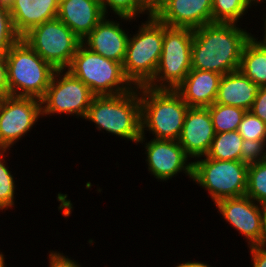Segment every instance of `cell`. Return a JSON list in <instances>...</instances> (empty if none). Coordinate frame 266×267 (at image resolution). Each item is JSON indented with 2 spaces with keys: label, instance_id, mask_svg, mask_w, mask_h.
I'll return each mask as SVG.
<instances>
[{
  "label": "cell",
  "instance_id": "21",
  "mask_svg": "<svg viewBox=\"0 0 266 267\" xmlns=\"http://www.w3.org/2000/svg\"><path fill=\"white\" fill-rule=\"evenodd\" d=\"M239 70L259 87L266 86V45L255 35L244 46Z\"/></svg>",
  "mask_w": 266,
  "mask_h": 267
},
{
  "label": "cell",
  "instance_id": "16",
  "mask_svg": "<svg viewBox=\"0 0 266 267\" xmlns=\"http://www.w3.org/2000/svg\"><path fill=\"white\" fill-rule=\"evenodd\" d=\"M105 17L83 39L82 44L99 55L124 62L129 39V32L122 28L121 22Z\"/></svg>",
  "mask_w": 266,
  "mask_h": 267
},
{
  "label": "cell",
  "instance_id": "39",
  "mask_svg": "<svg viewBox=\"0 0 266 267\" xmlns=\"http://www.w3.org/2000/svg\"><path fill=\"white\" fill-rule=\"evenodd\" d=\"M5 258L6 257L4 256V254L0 251V267H7V264H5Z\"/></svg>",
  "mask_w": 266,
  "mask_h": 267
},
{
  "label": "cell",
  "instance_id": "29",
  "mask_svg": "<svg viewBox=\"0 0 266 267\" xmlns=\"http://www.w3.org/2000/svg\"><path fill=\"white\" fill-rule=\"evenodd\" d=\"M20 38L14 29L9 8L0 6V54H6Z\"/></svg>",
  "mask_w": 266,
  "mask_h": 267
},
{
  "label": "cell",
  "instance_id": "25",
  "mask_svg": "<svg viewBox=\"0 0 266 267\" xmlns=\"http://www.w3.org/2000/svg\"><path fill=\"white\" fill-rule=\"evenodd\" d=\"M252 5L251 0H212L213 23L238 24Z\"/></svg>",
  "mask_w": 266,
  "mask_h": 267
},
{
  "label": "cell",
  "instance_id": "19",
  "mask_svg": "<svg viewBox=\"0 0 266 267\" xmlns=\"http://www.w3.org/2000/svg\"><path fill=\"white\" fill-rule=\"evenodd\" d=\"M59 0H14L9 8L16 33L22 38L32 28L57 18Z\"/></svg>",
  "mask_w": 266,
  "mask_h": 267
},
{
  "label": "cell",
  "instance_id": "34",
  "mask_svg": "<svg viewBox=\"0 0 266 267\" xmlns=\"http://www.w3.org/2000/svg\"><path fill=\"white\" fill-rule=\"evenodd\" d=\"M9 96L6 55L0 54V97Z\"/></svg>",
  "mask_w": 266,
  "mask_h": 267
},
{
  "label": "cell",
  "instance_id": "12",
  "mask_svg": "<svg viewBox=\"0 0 266 267\" xmlns=\"http://www.w3.org/2000/svg\"><path fill=\"white\" fill-rule=\"evenodd\" d=\"M137 143L145 146L148 171L158 182L168 181L181 172L192 180L193 162H189L190 157L178 141L152 138L148 142L145 136H141Z\"/></svg>",
  "mask_w": 266,
  "mask_h": 267
},
{
  "label": "cell",
  "instance_id": "18",
  "mask_svg": "<svg viewBox=\"0 0 266 267\" xmlns=\"http://www.w3.org/2000/svg\"><path fill=\"white\" fill-rule=\"evenodd\" d=\"M223 75L206 70L191 69L175 89L189 107H208L215 103Z\"/></svg>",
  "mask_w": 266,
  "mask_h": 267
},
{
  "label": "cell",
  "instance_id": "8",
  "mask_svg": "<svg viewBox=\"0 0 266 267\" xmlns=\"http://www.w3.org/2000/svg\"><path fill=\"white\" fill-rule=\"evenodd\" d=\"M193 29L174 28L163 24V46L160 61L147 87L175 90L191 71Z\"/></svg>",
  "mask_w": 266,
  "mask_h": 267
},
{
  "label": "cell",
  "instance_id": "6",
  "mask_svg": "<svg viewBox=\"0 0 266 267\" xmlns=\"http://www.w3.org/2000/svg\"><path fill=\"white\" fill-rule=\"evenodd\" d=\"M66 70L96 96L123 94L135 88L126 78L122 63L105 58L82 43Z\"/></svg>",
  "mask_w": 266,
  "mask_h": 267
},
{
  "label": "cell",
  "instance_id": "24",
  "mask_svg": "<svg viewBox=\"0 0 266 267\" xmlns=\"http://www.w3.org/2000/svg\"><path fill=\"white\" fill-rule=\"evenodd\" d=\"M209 110L215 133L238 130L246 110L240 107L213 103Z\"/></svg>",
  "mask_w": 266,
  "mask_h": 267
},
{
  "label": "cell",
  "instance_id": "3",
  "mask_svg": "<svg viewBox=\"0 0 266 267\" xmlns=\"http://www.w3.org/2000/svg\"><path fill=\"white\" fill-rule=\"evenodd\" d=\"M140 102L141 136L149 131L154 139L178 141L190 108L181 96L175 90H156L142 86Z\"/></svg>",
  "mask_w": 266,
  "mask_h": 267
},
{
  "label": "cell",
  "instance_id": "5",
  "mask_svg": "<svg viewBox=\"0 0 266 267\" xmlns=\"http://www.w3.org/2000/svg\"><path fill=\"white\" fill-rule=\"evenodd\" d=\"M129 35L123 70L134 87L147 86L157 70L163 46V23L153 14Z\"/></svg>",
  "mask_w": 266,
  "mask_h": 267
},
{
  "label": "cell",
  "instance_id": "32",
  "mask_svg": "<svg viewBox=\"0 0 266 267\" xmlns=\"http://www.w3.org/2000/svg\"><path fill=\"white\" fill-rule=\"evenodd\" d=\"M49 267H82L76 260H72L63 252L49 251L48 255Z\"/></svg>",
  "mask_w": 266,
  "mask_h": 267
},
{
  "label": "cell",
  "instance_id": "35",
  "mask_svg": "<svg viewBox=\"0 0 266 267\" xmlns=\"http://www.w3.org/2000/svg\"><path fill=\"white\" fill-rule=\"evenodd\" d=\"M175 267H212L211 265L204 263V262H199V261H187L183 262L180 264H177ZM214 267V266H213Z\"/></svg>",
  "mask_w": 266,
  "mask_h": 267
},
{
  "label": "cell",
  "instance_id": "38",
  "mask_svg": "<svg viewBox=\"0 0 266 267\" xmlns=\"http://www.w3.org/2000/svg\"><path fill=\"white\" fill-rule=\"evenodd\" d=\"M14 0H0V6L10 8Z\"/></svg>",
  "mask_w": 266,
  "mask_h": 267
},
{
  "label": "cell",
  "instance_id": "7",
  "mask_svg": "<svg viewBox=\"0 0 266 267\" xmlns=\"http://www.w3.org/2000/svg\"><path fill=\"white\" fill-rule=\"evenodd\" d=\"M196 159L192 161V180L208 192L214 204L246 194L247 164L242 161L215 160L206 156Z\"/></svg>",
  "mask_w": 266,
  "mask_h": 267
},
{
  "label": "cell",
  "instance_id": "28",
  "mask_svg": "<svg viewBox=\"0 0 266 267\" xmlns=\"http://www.w3.org/2000/svg\"><path fill=\"white\" fill-rule=\"evenodd\" d=\"M237 131L243 139L266 140V123L251 111H246Z\"/></svg>",
  "mask_w": 266,
  "mask_h": 267
},
{
  "label": "cell",
  "instance_id": "1",
  "mask_svg": "<svg viewBox=\"0 0 266 267\" xmlns=\"http://www.w3.org/2000/svg\"><path fill=\"white\" fill-rule=\"evenodd\" d=\"M252 36L234 23H210L194 29L191 69L221 75L239 70L244 46Z\"/></svg>",
  "mask_w": 266,
  "mask_h": 267
},
{
  "label": "cell",
  "instance_id": "40",
  "mask_svg": "<svg viewBox=\"0 0 266 267\" xmlns=\"http://www.w3.org/2000/svg\"><path fill=\"white\" fill-rule=\"evenodd\" d=\"M152 7H154L160 0H146Z\"/></svg>",
  "mask_w": 266,
  "mask_h": 267
},
{
  "label": "cell",
  "instance_id": "17",
  "mask_svg": "<svg viewBox=\"0 0 266 267\" xmlns=\"http://www.w3.org/2000/svg\"><path fill=\"white\" fill-rule=\"evenodd\" d=\"M105 17L99 0H59L57 18L83 40Z\"/></svg>",
  "mask_w": 266,
  "mask_h": 267
},
{
  "label": "cell",
  "instance_id": "15",
  "mask_svg": "<svg viewBox=\"0 0 266 267\" xmlns=\"http://www.w3.org/2000/svg\"><path fill=\"white\" fill-rule=\"evenodd\" d=\"M215 134L209 110L190 107L178 142L190 159H196L208 153Z\"/></svg>",
  "mask_w": 266,
  "mask_h": 267
},
{
  "label": "cell",
  "instance_id": "14",
  "mask_svg": "<svg viewBox=\"0 0 266 267\" xmlns=\"http://www.w3.org/2000/svg\"><path fill=\"white\" fill-rule=\"evenodd\" d=\"M153 15L168 27L194 30L213 23L212 0H160Z\"/></svg>",
  "mask_w": 266,
  "mask_h": 267
},
{
  "label": "cell",
  "instance_id": "11",
  "mask_svg": "<svg viewBox=\"0 0 266 267\" xmlns=\"http://www.w3.org/2000/svg\"><path fill=\"white\" fill-rule=\"evenodd\" d=\"M41 100L33 97H2L0 109V150L10 147L31 132L41 117Z\"/></svg>",
  "mask_w": 266,
  "mask_h": 267
},
{
  "label": "cell",
  "instance_id": "20",
  "mask_svg": "<svg viewBox=\"0 0 266 267\" xmlns=\"http://www.w3.org/2000/svg\"><path fill=\"white\" fill-rule=\"evenodd\" d=\"M259 86L240 70L222 76L215 103L243 108L250 111Z\"/></svg>",
  "mask_w": 266,
  "mask_h": 267
},
{
  "label": "cell",
  "instance_id": "30",
  "mask_svg": "<svg viewBox=\"0 0 266 267\" xmlns=\"http://www.w3.org/2000/svg\"><path fill=\"white\" fill-rule=\"evenodd\" d=\"M266 160V140L243 139L241 161L247 165Z\"/></svg>",
  "mask_w": 266,
  "mask_h": 267
},
{
  "label": "cell",
  "instance_id": "27",
  "mask_svg": "<svg viewBox=\"0 0 266 267\" xmlns=\"http://www.w3.org/2000/svg\"><path fill=\"white\" fill-rule=\"evenodd\" d=\"M9 152L8 150H0V212L1 210L6 211L14 206L15 202V189L16 184L12 171H10L7 166L6 156ZM6 154V155H5Z\"/></svg>",
  "mask_w": 266,
  "mask_h": 267
},
{
  "label": "cell",
  "instance_id": "4",
  "mask_svg": "<svg viewBox=\"0 0 266 267\" xmlns=\"http://www.w3.org/2000/svg\"><path fill=\"white\" fill-rule=\"evenodd\" d=\"M9 96L41 99L56 69L42 59L23 38L5 54Z\"/></svg>",
  "mask_w": 266,
  "mask_h": 267
},
{
  "label": "cell",
  "instance_id": "42",
  "mask_svg": "<svg viewBox=\"0 0 266 267\" xmlns=\"http://www.w3.org/2000/svg\"><path fill=\"white\" fill-rule=\"evenodd\" d=\"M1 102H2V97H0V109H1Z\"/></svg>",
  "mask_w": 266,
  "mask_h": 267
},
{
  "label": "cell",
  "instance_id": "13",
  "mask_svg": "<svg viewBox=\"0 0 266 267\" xmlns=\"http://www.w3.org/2000/svg\"><path fill=\"white\" fill-rule=\"evenodd\" d=\"M215 206L218 214L246 238L247 247L263 245L264 206L246 195L220 200Z\"/></svg>",
  "mask_w": 266,
  "mask_h": 267
},
{
  "label": "cell",
  "instance_id": "33",
  "mask_svg": "<svg viewBox=\"0 0 266 267\" xmlns=\"http://www.w3.org/2000/svg\"><path fill=\"white\" fill-rule=\"evenodd\" d=\"M252 267H266V246H249Z\"/></svg>",
  "mask_w": 266,
  "mask_h": 267
},
{
  "label": "cell",
  "instance_id": "22",
  "mask_svg": "<svg viewBox=\"0 0 266 267\" xmlns=\"http://www.w3.org/2000/svg\"><path fill=\"white\" fill-rule=\"evenodd\" d=\"M243 137L237 130L216 133L207 158L215 160L241 161V145Z\"/></svg>",
  "mask_w": 266,
  "mask_h": 267
},
{
  "label": "cell",
  "instance_id": "41",
  "mask_svg": "<svg viewBox=\"0 0 266 267\" xmlns=\"http://www.w3.org/2000/svg\"><path fill=\"white\" fill-rule=\"evenodd\" d=\"M251 1L254 4V6H257V4H260V3H263V2L265 3L266 2V0H251Z\"/></svg>",
  "mask_w": 266,
  "mask_h": 267
},
{
  "label": "cell",
  "instance_id": "2",
  "mask_svg": "<svg viewBox=\"0 0 266 267\" xmlns=\"http://www.w3.org/2000/svg\"><path fill=\"white\" fill-rule=\"evenodd\" d=\"M120 139L135 142L141 138L140 87L118 95L95 96L84 118Z\"/></svg>",
  "mask_w": 266,
  "mask_h": 267
},
{
  "label": "cell",
  "instance_id": "37",
  "mask_svg": "<svg viewBox=\"0 0 266 267\" xmlns=\"http://www.w3.org/2000/svg\"><path fill=\"white\" fill-rule=\"evenodd\" d=\"M263 245L266 246V205L264 206V239Z\"/></svg>",
  "mask_w": 266,
  "mask_h": 267
},
{
  "label": "cell",
  "instance_id": "10",
  "mask_svg": "<svg viewBox=\"0 0 266 267\" xmlns=\"http://www.w3.org/2000/svg\"><path fill=\"white\" fill-rule=\"evenodd\" d=\"M95 96L88 86L68 70H56L49 87L40 99L41 115L44 118L65 114L84 120Z\"/></svg>",
  "mask_w": 266,
  "mask_h": 267
},
{
  "label": "cell",
  "instance_id": "26",
  "mask_svg": "<svg viewBox=\"0 0 266 267\" xmlns=\"http://www.w3.org/2000/svg\"><path fill=\"white\" fill-rule=\"evenodd\" d=\"M246 196L266 205V160L248 165Z\"/></svg>",
  "mask_w": 266,
  "mask_h": 267
},
{
  "label": "cell",
  "instance_id": "23",
  "mask_svg": "<svg viewBox=\"0 0 266 267\" xmlns=\"http://www.w3.org/2000/svg\"><path fill=\"white\" fill-rule=\"evenodd\" d=\"M99 2L106 16L112 12L117 15L116 18H121H117L118 20L124 22L135 21V18L141 16L140 14L147 16L153 14V7L146 0H99Z\"/></svg>",
  "mask_w": 266,
  "mask_h": 267
},
{
  "label": "cell",
  "instance_id": "9",
  "mask_svg": "<svg viewBox=\"0 0 266 267\" xmlns=\"http://www.w3.org/2000/svg\"><path fill=\"white\" fill-rule=\"evenodd\" d=\"M22 38L56 70L67 69L70 66L82 43L81 39L58 18L32 28Z\"/></svg>",
  "mask_w": 266,
  "mask_h": 267
},
{
  "label": "cell",
  "instance_id": "31",
  "mask_svg": "<svg viewBox=\"0 0 266 267\" xmlns=\"http://www.w3.org/2000/svg\"><path fill=\"white\" fill-rule=\"evenodd\" d=\"M250 111L266 123V86L259 87Z\"/></svg>",
  "mask_w": 266,
  "mask_h": 267
},
{
  "label": "cell",
  "instance_id": "36",
  "mask_svg": "<svg viewBox=\"0 0 266 267\" xmlns=\"http://www.w3.org/2000/svg\"><path fill=\"white\" fill-rule=\"evenodd\" d=\"M265 9H266V7H265ZM264 16V18H261V19H263V29H264V33H263V40L262 39H259V43H261V44H264V45H266V13L263 15Z\"/></svg>",
  "mask_w": 266,
  "mask_h": 267
}]
</instances>
